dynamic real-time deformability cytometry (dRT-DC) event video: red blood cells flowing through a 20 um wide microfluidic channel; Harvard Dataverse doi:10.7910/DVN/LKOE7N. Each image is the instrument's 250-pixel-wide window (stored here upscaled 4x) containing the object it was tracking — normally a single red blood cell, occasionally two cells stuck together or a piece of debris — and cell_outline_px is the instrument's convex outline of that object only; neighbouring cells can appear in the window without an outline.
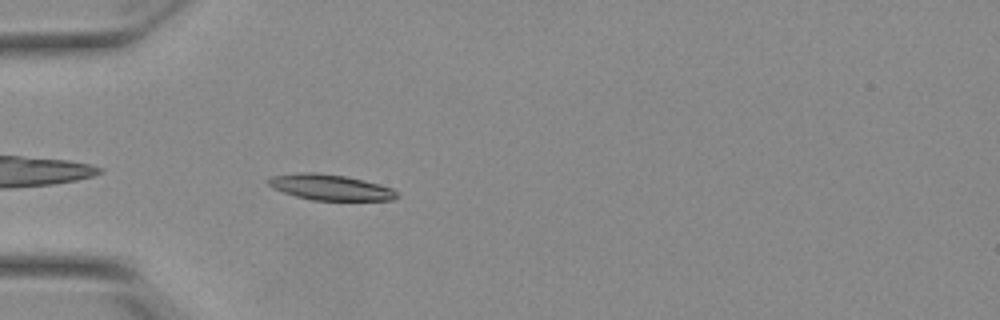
{"species": "Egyptian fruit bat (a non-hibernating species)", "species_latin": "Rousettus aegyptiacus", "temperature_condition": "warm", "stored_images_in_passage": 39, "camera_frame_rate_fps": 3000, "um_per_image_px": 0.085, "animal": {"sex": "female"}, "frame": {"image": 1, "passage_image": 2, "time_ms": 0.333, "image_size_px": [1000, 320], "cell_outline_px": [[400, 196], [396, 200], [312, 200], [296, 196], [272, 188], [268, 184], [268, 180], [272, 176], [304, 172], [312, 172], [344, 176], [392, 188]], "centroid_in_image_um": [28.08, 15.93], "position_along_channel_um": 56.9, "area_um2": 18.9}}
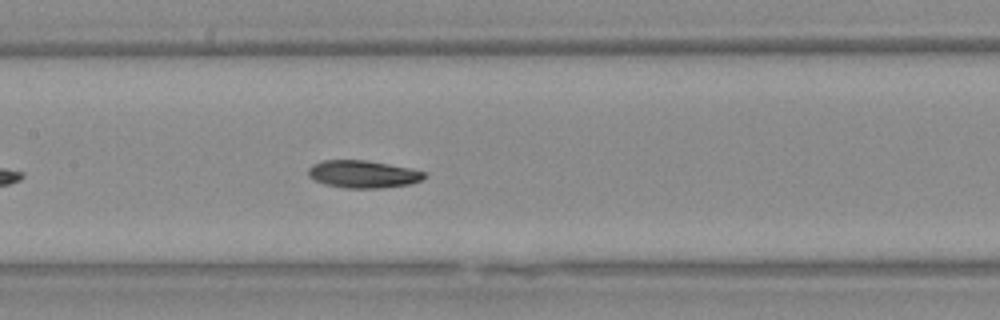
{"frame": {"image": 2, "passage_image": 12, "time_ms": 3.667, "image_size_px": [1000, 320], "cell_outline_px": [[424, 176], [420, 180], [412, 184], [380, 188], [344, 188], [324, 184], [308, 176], [308, 168], [312, 164], [324, 160], [364, 160], [388, 164], [408, 168], [424, 172]], "centroid_in_image_um": [30.81, 14.81], "position_along_channel_um": 176.6, "area_um2": 18.44}}
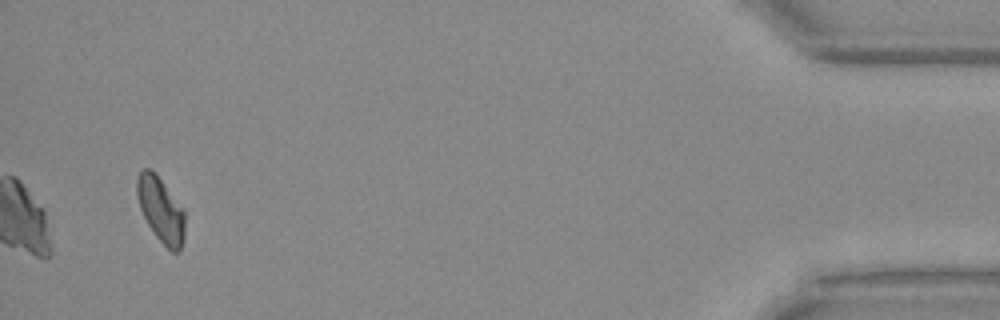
{"frame": {"image": 3, "passage_image": 37, "time_ms": 12.0, "image_size_px": [1000, 320], "cell_outline_px": [[184, 240], [180, 252], [172, 252], [156, 236], [148, 224], [140, 208], [136, 196], [136, 180], [140, 172], [144, 168], [148, 168], [160, 180], [184, 208]], "centroid_in_image_um": [13.67, 17.86], "position_along_channel_um": 421.5, "area_um2": 17.92}, "authors_computed_cell_mechanics": {"area_um2": 18.4382, "velocity_mm_per_s": 3.8331, "shape_relaxation_time_tau1_ms": 4.5522, "shape_relaxation_time_tau2_ms": 6.6624, "deformation_change_tau1": 0.1463, "deformation_change_tau2": 0.1231}}